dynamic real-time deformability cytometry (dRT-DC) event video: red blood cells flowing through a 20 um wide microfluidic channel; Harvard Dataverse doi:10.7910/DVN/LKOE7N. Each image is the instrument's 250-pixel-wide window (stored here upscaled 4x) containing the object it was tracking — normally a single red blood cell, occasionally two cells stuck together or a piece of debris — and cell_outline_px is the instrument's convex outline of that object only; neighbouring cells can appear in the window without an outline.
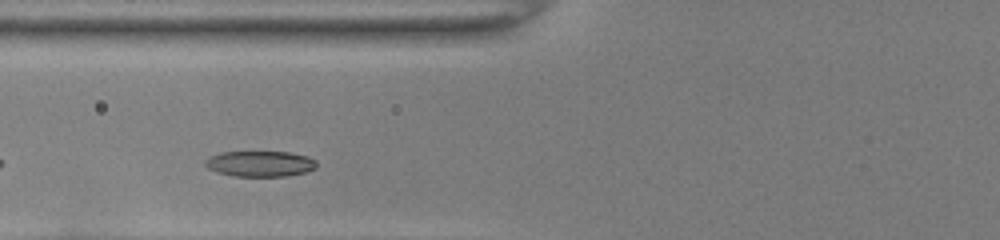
{"species": "common noctule bat (a hibernating species)", "species_latin": "Nyctalus noctula", "temperature_condition": "room temperature", "stored_images_in_passage": 27, "camera_frame_rate_fps": 3000, "um_per_image_px": 0.085, "animal": {"sex": "female", "body_mass_g": 22.0, "forearm_length_mm": 56.7}, "frame": {"image": 1, "passage_image": 3, "time_ms": 0.667, "image_size_px": [1000, 240], "cell_outline_px": [[316, 168], [304, 172], [284, 176], [232, 176], [216, 172], [208, 168], [204, 164], [212, 156], [220, 152], [288, 152], [308, 156], [316, 160]], "centroid_in_image_um": [22.12, 13.92], "position_along_channel_um": 103.7, "area_um2": 16.53}}
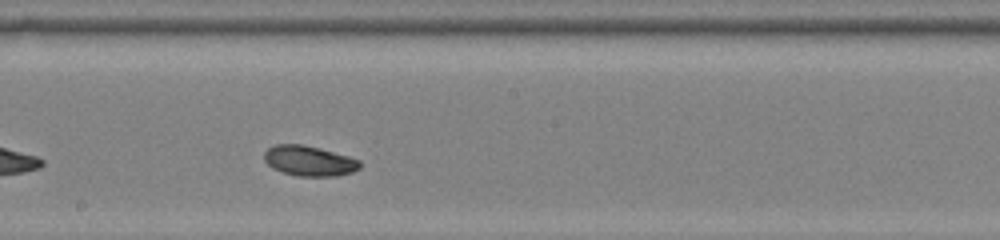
{"frame": {"image": 2, "passage_image": 12, "time_ms": 3.667, "image_size_px": [1000, 240], "cell_outline_px": [[360, 168], [352, 172], [336, 176], [296, 176], [272, 168], [264, 160], [264, 152], [268, 148], [276, 144], [300, 144], [320, 148], [348, 156], [360, 160]], "centroid_in_image_um": [26.27, 13.67], "position_along_channel_um": 221.9, "area_um2": 16.82}}
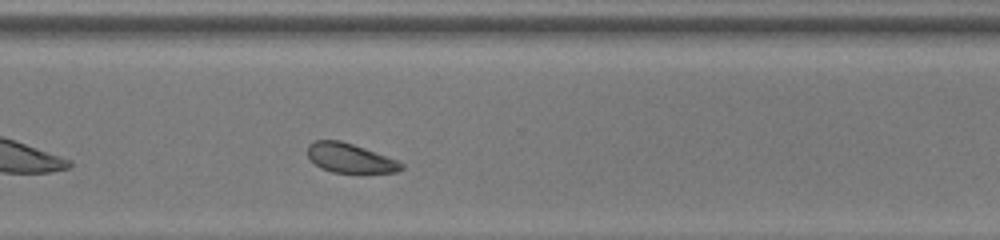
{"frame": {"image": 3, "passage_image": 21, "time_ms": 6.667, "image_size_px": [1000, 240], "cell_outline_px": [[404, 168], [396, 172], [332, 172], [320, 168], [308, 156], [308, 144], [316, 140], [340, 140], [364, 148], [396, 160], [404, 164]], "centroid_in_image_um": [29.73, 13.43], "position_along_channel_um": 340.9, "area_um2": 15.72}, "authors_computed_cell_mechanics": {"area_um2": 16.6464, "velocity_mm_per_s": 3.9512, "shape_relaxation_time_tau1_ms": 1.9644, "shape_relaxation_time_tau2_ms": null, "deformation_change_tau1": 0.0974, "deformation_change_tau2": null}}